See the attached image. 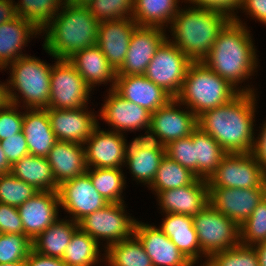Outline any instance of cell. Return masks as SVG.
I'll return each mask as SVG.
<instances>
[{"label": "cell", "instance_id": "6da1fadb", "mask_svg": "<svg viewBox=\"0 0 266 266\" xmlns=\"http://www.w3.org/2000/svg\"><path fill=\"white\" fill-rule=\"evenodd\" d=\"M256 96V92H240L226 104L198 116V127L227 153H251L256 134Z\"/></svg>", "mask_w": 266, "mask_h": 266}, {"label": "cell", "instance_id": "7a4b0ae2", "mask_svg": "<svg viewBox=\"0 0 266 266\" xmlns=\"http://www.w3.org/2000/svg\"><path fill=\"white\" fill-rule=\"evenodd\" d=\"M254 46L246 22L236 16L220 30L202 62L237 88L257 72V49Z\"/></svg>", "mask_w": 266, "mask_h": 266}, {"label": "cell", "instance_id": "3957f363", "mask_svg": "<svg viewBox=\"0 0 266 266\" xmlns=\"http://www.w3.org/2000/svg\"><path fill=\"white\" fill-rule=\"evenodd\" d=\"M99 23L87 6L65 3L42 30L45 36L42 46L55 59H68L97 45Z\"/></svg>", "mask_w": 266, "mask_h": 266}, {"label": "cell", "instance_id": "277c9868", "mask_svg": "<svg viewBox=\"0 0 266 266\" xmlns=\"http://www.w3.org/2000/svg\"><path fill=\"white\" fill-rule=\"evenodd\" d=\"M229 20L218 11L193 6L182 8L169 27L173 39H167L192 62H201L209 54L218 33Z\"/></svg>", "mask_w": 266, "mask_h": 266}, {"label": "cell", "instance_id": "5b68a950", "mask_svg": "<svg viewBox=\"0 0 266 266\" xmlns=\"http://www.w3.org/2000/svg\"><path fill=\"white\" fill-rule=\"evenodd\" d=\"M235 88L229 81L209 69L202 61L192 62L186 72L179 94L175 97L197 117L207 110L219 107L240 92L255 93L250 87Z\"/></svg>", "mask_w": 266, "mask_h": 266}, {"label": "cell", "instance_id": "8992f818", "mask_svg": "<svg viewBox=\"0 0 266 266\" xmlns=\"http://www.w3.org/2000/svg\"><path fill=\"white\" fill-rule=\"evenodd\" d=\"M52 66L30 55H24L8 65V101L19 107V103L23 102L24 108L21 109H48Z\"/></svg>", "mask_w": 266, "mask_h": 266}, {"label": "cell", "instance_id": "52a82bcc", "mask_svg": "<svg viewBox=\"0 0 266 266\" xmlns=\"http://www.w3.org/2000/svg\"><path fill=\"white\" fill-rule=\"evenodd\" d=\"M124 202L108 203L104 208L85 216L78 222L79 229L98 243H107L104 248L130 238L134 234L136 219L127 215Z\"/></svg>", "mask_w": 266, "mask_h": 266}, {"label": "cell", "instance_id": "ba28073f", "mask_svg": "<svg viewBox=\"0 0 266 266\" xmlns=\"http://www.w3.org/2000/svg\"><path fill=\"white\" fill-rule=\"evenodd\" d=\"M193 223L201 251L207 258L240 243V227L210 203L193 217Z\"/></svg>", "mask_w": 266, "mask_h": 266}, {"label": "cell", "instance_id": "9c48e42d", "mask_svg": "<svg viewBox=\"0 0 266 266\" xmlns=\"http://www.w3.org/2000/svg\"><path fill=\"white\" fill-rule=\"evenodd\" d=\"M54 62L48 108L80 109L87 107L92 89L67 59H56Z\"/></svg>", "mask_w": 266, "mask_h": 266}, {"label": "cell", "instance_id": "30bf717a", "mask_svg": "<svg viewBox=\"0 0 266 266\" xmlns=\"http://www.w3.org/2000/svg\"><path fill=\"white\" fill-rule=\"evenodd\" d=\"M265 174L251 153H226L207 180L208 188L262 187Z\"/></svg>", "mask_w": 266, "mask_h": 266}, {"label": "cell", "instance_id": "8fae6325", "mask_svg": "<svg viewBox=\"0 0 266 266\" xmlns=\"http://www.w3.org/2000/svg\"><path fill=\"white\" fill-rule=\"evenodd\" d=\"M191 63L182 51L166 39L154 54L144 76L175 98Z\"/></svg>", "mask_w": 266, "mask_h": 266}, {"label": "cell", "instance_id": "7c38bea8", "mask_svg": "<svg viewBox=\"0 0 266 266\" xmlns=\"http://www.w3.org/2000/svg\"><path fill=\"white\" fill-rule=\"evenodd\" d=\"M181 106L176 98H172L151 113L150 130L146 138L165 147L172 141L191 136L198 127L197 116L188 107L183 109Z\"/></svg>", "mask_w": 266, "mask_h": 266}, {"label": "cell", "instance_id": "4fadbf2b", "mask_svg": "<svg viewBox=\"0 0 266 266\" xmlns=\"http://www.w3.org/2000/svg\"><path fill=\"white\" fill-rule=\"evenodd\" d=\"M58 195L61 208L76 223L109 203L95 189L87 172L63 182Z\"/></svg>", "mask_w": 266, "mask_h": 266}, {"label": "cell", "instance_id": "5bb4252c", "mask_svg": "<svg viewBox=\"0 0 266 266\" xmlns=\"http://www.w3.org/2000/svg\"><path fill=\"white\" fill-rule=\"evenodd\" d=\"M104 105L99 111V119H103L112 128L111 131L125 133L145 130L146 137L150 130L151 113L145 108L125 100L114 90L108 91Z\"/></svg>", "mask_w": 266, "mask_h": 266}, {"label": "cell", "instance_id": "9a60e30c", "mask_svg": "<svg viewBox=\"0 0 266 266\" xmlns=\"http://www.w3.org/2000/svg\"><path fill=\"white\" fill-rule=\"evenodd\" d=\"M100 129L98 124L84 143L87 167H124L128 146L125 136L120 132Z\"/></svg>", "mask_w": 266, "mask_h": 266}, {"label": "cell", "instance_id": "2e32d148", "mask_svg": "<svg viewBox=\"0 0 266 266\" xmlns=\"http://www.w3.org/2000/svg\"><path fill=\"white\" fill-rule=\"evenodd\" d=\"M165 32L164 28L137 25L117 76L144 75L157 49L167 39Z\"/></svg>", "mask_w": 266, "mask_h": 266}, {"label": "cell", "instance_id": "e0dca14e", "mask_svg": "<svg viewBox=\"0 0 266 266\" xmlns=\"http://www.w3.org/2000/svg\"><path fill=\"white\" fill-rule=\"evenodd\" d=\"M209 203L239 227L263 199V188H208Z\"/></svg>", "mask_w": 266, "mask_h": 266}, {"label": "cell", "instance_id": "ac0fdd59", "mask_svg": "<svg viewBox=\"0 0 266 266\" xmlns=\"http://www.w3.org/2000/svg\"><path fill=\"white\" fill-rule=\"evenodd\" d=\"M86 108L47 109L50 125L58 141L84 145L99 124L95 113Z\"/></svg>", "mask_w": 266, "mask_h": 266}, {"label": "cell", "instance_id": "d6986e66", "mask_svg": "<svg viewBox=\"0 0 266 266\" xmlns=\"http://www.w3.org/2000/svg\"><path fill=\"white\" fill-rule=\"evenodd\" d=\"M58 192L39 191L18 207L23 234L33 241L59 217Z\"/></svg>", "mask_w": 266, "mask_h": 266}, {"label": "cell", "instance_id": "ffe728a7", "mask_svg": "<svg viewBox=\"0 0 266 266\" xmlns=\"http://www.w3.org/2000/svg\"><path fill=\"white\" fill-rule=\"evenodd\" d=\"M134 235L153 266H194L159 227L136 220Z\"/></svg>", "mask_w": 266, "mask_h": 266}, {"label": "cell", "instance_id": "44dd1931", "mask_svg": "<svg viewBox=\"0 0 266 266\" xmlns=\"http://www.w3.org/2000/svg\"><path fill=\"white\" fill-rule=\"evenodd\" d=\"M165 155L164 146L146 137H136L127 146L124 166L136 182L149 187Z\"/></svg>", "mask_w": 266, "mask_h": 266}, {"label": "cell", "instance_id": "7402d4cb", "mask_svg": "<svg viewBox=\"0 0 266 266\" xmlns=\"http://www.w3.org/2000/svg\"><path fill=\"white\" fill-rule=\"evenodd\" d=\"M158 205L164 213L196 216L209 204L208 182L197 178L192 184L159 192Z\"/></svg>", "mask_w": 266, "mask_h": 266}, {"label": "cell", "instance_id": "603a6c76", "mask_svg": "<svg viewBox=\"0 0 266 266\" xmlns=\"http://www.w3.org/2000/svg\"><path fill=\"white\" fill-rule=\"evenodd\" d=\"M136 26L137 23L132 17L99 23L97 46L116 72L125 61L130 39Z\"/></svg>", "mask_w": 266, "mask_h": 266}, {"label": "cell", "instance_id": "cb8c5ba5", "mask_svg": "<svg viewBox=\"0 0 266 266\" xmlns=\"http://www.w3.org/2000/svg\"><path fill=\"white\" fill-rule=\"evenodd\" d=\"M113 90L125 100L145 108L150 113L173 98L144 75L117 76Z\"/></svg>", "mask_w": 266, "mask_h": 266}, {"label": "cell", "instance_id": "d4e9b609", "mask_svg": "<svg viewBox=\"0 0 266 266\" xmlns=\"http://www.w3.org/2000/svg\"><path fill=\"white\" fill-rule=\"evenodd\" d=\"M67 60L76 68L91 89L108 82H111L109 90L114 89L117 72L108 63L107 58L97 45L82 49Z\"/></svg>", "mask_w": 266, "mask_h": 266}, {"label": "cell", "instance_id": "484cf974", "mask_svg": "<svg viewBox=\"0 0 266 266\" xmlns=\"http://www.w3.org/2000/svg\"><path fill=\"white\" fill-rule=\"evenodd\" d=\"M58 186L87 172L84 145L57 141L47 156Z\"/></svg>", "mask_w": 266, "mask_h": 266}, {"label": "cell", "instance_id": "4316f807", "mask_svg": "<svg viewBox=\"0 0 266 266\" xmlns=\"http://www.w3.org/2000/svg\"><path fill=\"white\" fill-rule=\"evenodd\" d=\"M165 218L159 228L185 257L195 266L201 260L207 257L201 251L197 233L193 223V217L183 214L165 213Z\"/></svg>", "mask_w": 266, "mask_h": 266}, {"label": "cell", "instance_id": "83f0119b", "mask_svg": "<svg viewBox=\"0 0 266 266\" xmlns=\"http://www.w3.org/2000/svg\"><path fill=\"white\" fill-rule=\"evenodd\" d=\"M40 34L41 31L32 23L19 16L0 24V70L6 69L15 60L26 55L23 54L22 48L27 46L30 38Z\"/></svg>", "mask_w": 266, "mask_h": 266}, {"label": "cell", "instance_id": "f1b7e54d", "mask_svg": "<svg viewBox=\"0 0 266 266\" xmlns=\"http://www.w3.org/2000/svg\"><path fill=\"white\" fill-rule=\"evenodd\" d=\"M23 129L30 155L47 157L58 141L52 130L47 109H25Z\"/></svg>", "mask_w": 266, "mask_h": 266}, {"label": "cell", "instance_id": "f546056e", "mask_svg": "<svg viewBox=\"0 0 266 266\" xmlns=\"http://www.w3.org/2000/svg\"><path fill=\"white\" fill-rule=\"evenodd\" d=\"M78 229V223L71 218H58L32 241V250L44 256L62 259L65 248Z\"/></svg>", "mask_w": 266, "mask_h": 266}, {"label": "cell", "instance_id": "4dcf8cb0", "mask_svg": "<svg viewBox=\"0 0 266 266\" xmlns=\"http://www.w3.org/2000/svg\"><path fill=\"white\" fill-rule=\"evenodd\" d=\"M10 172L38 191L58 192L59 186L54 180L47 157L33 155L22 157L11 166Z\"/></svg>", "mask_w": 266, "mask_h": 266}, {"label": "cell", "instance_id": "1f68e13d", "mask_svg": "<svg viewBox=\"0 0 266 266\" xmlns=\"http://www.w3.org/2000/svg\"><path fill=\"white\" fill-rule=\"evenodd\" d=\"M179 3L180 0H134L132 18L138 26L166 29L178 13Z\"/></svg>", "mask_w": 266, "mask_h": 266}, {"label": "cell", "instance_id": "d6a6232c", "mask_svg": "<svg viewBox=\"0 0 266 266\" xmlns=\"http://www.w3.org/2000/svg\"><path fill=\"white\" fill-rule=\"evenodd\" d=\"M194 153L197 161V177L208 180L227 153L211 135L199 127L194 130Z\"/></svg>", "mask_w": 266, "mask_h": 266}, {"label": "cell", "instance_id": "836d02e7", "mask_svg": "<svg viewBox=\"0 0 266 266\" xmlns=\"http://www.w3.org/2000/svg\"><path fill=\"white\" fill-rule=\"evenodd\" d=\"M104 253L102 255L105 256L104 261L108 266H153L151 258L134 234L128 239L109 245Z\"/></svg>", "mask_w": 266, "mask_h": 266}, {"label": "cell", "instance_id": "e575fe53", "mask_svg": "<svg viewBox=\"0 0 266 266\" xmlns=\"http://www.w3.org/2000/svg\"><path fill=\"white\" fill-rule=\"evenodd\" d=\"M100 244L87 233L78 229L65 248L62 257L67 266H95L101 260ZM100 256V257H99Z\"/></svg>", "mask_w": 266, "mask_h": 266}, {"label": "cell", "instance_id": "d590c367", "mask_svg": "<svg viewBox=\"0 0 266 266\" xmlns=\"http://www.w3.org/2000/svg\"><path fill=\"white\" fill-rule=\"evenodd\" d=\"M197 178L193 172L165 155L152 184L148 188L157 195L161 191L192 184Z\"/></svg>", "mask_w": 266, "mask_h": 266}, {"label": "cell", "instance_id": "8d00e7d4", "mask_svg": "<svg viewBox=\"0 0 266 266\" xmlns=\"http://www.w3.org/2000/svg\"><path fill=\"white\" fill-rule=\"evenodd\" d=\"M87 173L95 189L107 202H125L122 194L127 183L121 168H88Z\"/></svg>", "mask_w": 266, "mask_h": 266}, {"label": "cell", "instance_id": "74e56055", "mask_svg": "<svg viewBox=\"0 0 266 266\" xmlns=\"http://www.w3.org/2000/svg\"><path fill=\"white\" fill-rule=\"evenodd\" d=\"M65 3V0H20L15 5L17 15L42 32Z\"/></svg>", "mask_w": 266, "mask_h": 266}, {"label": "cell", "instance_id": "f35d334b", "mask_svg": "<svg viewBox=\"0 0 266 266\" xmlns=\"http://www.w3.org/2000/svg\"><path fill=\"white\" fill-rule=\"evenodd\" d=\"M201 266H260L255 246L239 243L224 251L211 254Z\"/></svg>", "mask_w": 266, "mask_h": 266}, {"label": "cell", "instance_id": "ab89813d", "mask_svg": "<svg viewBox=\"0 0 266 266\" xmlns=\"http://www.w3.org/2000/svg\"><path fill=\"white\" fill-rule=\"evenodd\" d=\"M39 191L15 177L11 172L0 174V203L19 207Z\"/></svg>", "mask_w": 266, "mask_h": 266}, {"label": "cell", "instance_id": "60d3db41", "mask_svg": "<svg viewBox=\"0 0 266 266\" xmlns=\"http://www.w3.org/2000/svg\"><path fill=\"white\" fill-rule=\"evenodd\" d=\"M239 229L240 243L243 245L255 246L266 242V200L264 198Z\"/></svg>", "mask_w": 266, "mask_h": 266}, {"label": "cell", "instance_id": "b9f144b4", "mask_svg": "<svg viewBox=\"0 0 266 266\" xmlns=\"http://www.w3.org/2000/svg\"><path fill=\"white\" fill-rule=\"evenodd\" d=\"M134 0H92L87 7L99 21L119 20L133 16Z\"/></svg>", "mask_w": 266, "mask_h": 266}, {"label": "cell", "instance_id": "7bdbcfd3", "mask_svg": "<svg viewBox=\"0 0 266 266\" xmlns=\"http://www.w3.org/2000/svg\"><path fill=\"white\" fill-rule=\"evenodd\" d=\"M32 250V241L24 234H4L0 236V263L26 260Z\"/></svg>", "mask_w": 266, "mask_h": 266}, {"label": "cell", "instance_id": "ee69618b", "mask_svg": "<svg viewBox=\"0 0 266 266\" xmlns=\"http://www.w3.org/2000/svg\"><path fill=\"white\" fill-rule=\"evenodd\" d=\"M194 131L191 136L170 142L165 146L166 155L197 176V161L194 153Z\"/></svg>", "mask_w": 266, "mask_h": 266}, {"label": "cell", "instance_id": "f6af8a7d", "mask_svg": "<svg viewBox=\"0 0 266 266\" xmlns=\"http://www.w3.org/2000/svg\"><path fill=\"white\" fill-rule=\"evenodd\" d=\"M18 107L8 102L0 108V141L22 132L24 112H19Z\"/></svg>", "mask_w": 266, "mask_h": 266}, {"label": "cell", "instance_id": "bcb514c9", "mask_svg": "<svg viewBox=\"0 0 266 266\" xmlns=\"http://www.w3.org/2000/svg\"><path fill=\"white\" fill-rule=\"evenodd\" d=\"M191 3L189 6L218 11L225 14L229 19H234L237 11L243 4V0H184V3Z\"/></svg>", "mask_w": 266, "mask_h": 266}, {"label": "cell", "instance_id": "7dc6e473", "mask_svg": "<svg viewBox=\"0 0 266 266\" xmlns=\"http://www.w3.org/2000/svg\"><path fill=\"white\" fill-rule=\"evenodd\" d=\"M0 146L11 165L19 161L22 157L30 155L23 132L8 137L5 140H1Z\"/></svg>", "mask_w": 266, "mask_h": 266}, {"label": "cell", "instance_id": "c3c4849f", "mask_svg": "<svg viewBox=\"0 0 266 266\" xmlns=\"http://www.w3.org/2000/svg\"><path fill=\"white\" fill-rule=\"evenodd\" d=\"M0 231L4 234H23V225L17 207L0 203Z\"/></svg>", "mask_w": 266, "mask_h": 266}, {"label": "cell", "instance_id": "681fc988", "mask_svg": "<svg viewBox=\"0 0 266 266\" xmlns=\"http://www.w3.org/2000/svg\"><path fill=\"white\" fill-rule=\"evenodd\" d=\"M242 13L266 25V0H243Z\"/></svg>", "mask_w": 266, "mask_h": 266}, {"label": "cell", "instance_id": "f907efd6", "mask_svg": "<svg viewBox=\"0 0 266 266\" xmlns=\"http://www.w3.org/2000/svg\"><path fill=\"white\" fill-rule=\"evenodd\" d=\"M260 129V133L254 140L251 154L266 173V120Z\"/></svg>", "mask_w": 266, "mask_h": 266}, {"label": "cell", "instance_id": "816d5d0a", "mask_svg": "<svg viewBox=\"0 0 266 266\" xmlns=\"http://www.w3.org/2000/svg\"><path fill=\"white\" fill-rule=\"evenodd\" d=\"M27 266H67L61 258L48 257L31 250L27 259Z\"/></svg>", "mask_w": 266, "mask_h": 266}, {"label": "cell", "instance_id": "f5cc1de1", "mask_svg": "<svg viewBox=\"0 0 266 266\" xmlns=\"http://www.w3.org/2000/svg\"><path fill=\"white\" fill-rule=\"evenodd\" d=\"M14 2L13 0H0V24L18 17Z\"/></svg>", "mask_w": 266, "mask_h": 266}, {"label": "cell", "instance_id": "db71d44e", "mask_svg": "<svg viewBox=\"0 0 266 266\" xmlns=\"http://www.w3.org/2000/svg\"><path fill=\"white\" fill-rule=\"evenodd\" d=\"M258 253V261L260 266H266V242H261L255 245Z\"/></svg>", "mask_w": 266, "mask_h": 266}, {"label": "cell", "instance_id": "11a10c76", "mask_svg": "<svg viewBox=\"0 0 266 266\" xmlns=\"http://www.w3.org/2000/svg\"><path fill=\"white\" fill-rule=\"evenodd\" d=\"M11 166L0 146V174L9 173L11 171Z\"/></svg>", "mask_w": 266, "mask_h": 266}, {"label": "cell", "instance_id": "9f6ffc18", "mask_svg": "<svg viewBox=\"0 0 266 266\" xmlns=\"http://www.w3.org/2000/svg\"><path fill=\"white\" fill-rule=\"evenodd\" d=\"M7 85L0 81V108L8 103Z\"/></svg>", "mask_w": 266, "mask_h": 266}, {"label": "cell", "instance_id": "6f0895ef", "mask_svg": "<svg viewBox=\"0 0 266 266\" xmlns=\"http://www.w3.org/2000/svg\"><path fill=\"white\" fill-rule=\"evenodd\" d=\"M92 0H65L66 3L73 5H84L87 6Z\"/></svg>", "mask_w": 266, "mask_h": 266}, {"label": "cell", "instance_id": "680465c9", "mask_svg": "<svg viewBox=\"0 0 266 266\" xmlns=\"http://www.w3.org/2000/svg\"><path fill=\"white\" fill-rule=\"evenodd\" d=\"M0 266H27L26 260H21L13 263H0Z\"/></svg>", "mask_w": 266, "mask_h": 266}, {"label": "cell", "instance_id": "91938a15", "mask_svg": "<svg viewBox=\"0 0 266 266\" xmlns=\"http://www.w3.org/2000/svg\"><path fill=\"white\" fill-rule=\"evenodd\" d=\"M262 188H263V198L266 200V174L264 176Z\"/></svg>", "mask_w": 266, "mask_h": 266}]
</instances>
